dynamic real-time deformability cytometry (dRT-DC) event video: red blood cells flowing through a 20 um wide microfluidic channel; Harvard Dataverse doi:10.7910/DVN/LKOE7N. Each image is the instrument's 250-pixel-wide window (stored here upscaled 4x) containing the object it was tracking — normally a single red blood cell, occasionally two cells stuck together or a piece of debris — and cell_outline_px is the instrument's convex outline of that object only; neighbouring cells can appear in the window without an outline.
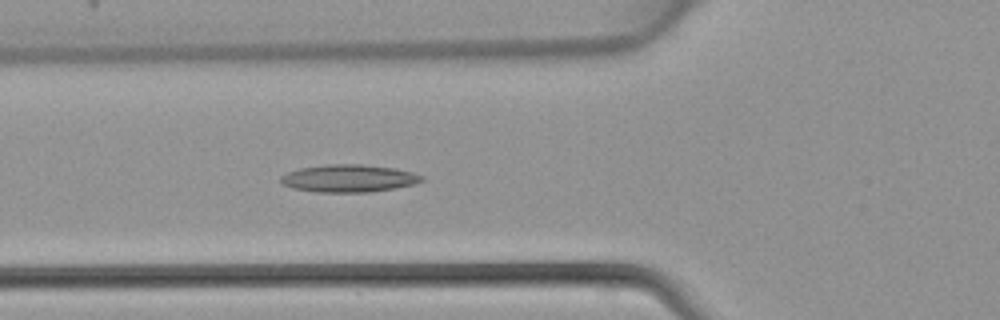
{"species": "common noctule bat (a hibernating species)", "species_latin": "Nyctalus noctula", "temperature_condition": "warm", "stored_images_in_passage": 45, "camera_frame_rate_fps": 3000, "um_per_image_px": 0.085, "animal": {"sex": "female", "body_mass_g": 22.7, "forearm_length_mm": 54.2}, "frame": {"image": 1, "passage_image": 17, "time_ms": 5.333, "image_size_px": [1000, 320], "cell_outline_px": [[424, 180], [412, 184], [396, 188], [372, 192], [316, 192], [292, 188], [280, 184], [280, 176], [288, 172], [300, 168], [324, 164], [360, 164], [392, 168], [412, 172], [424, 176]], "centroid_in_image_um": [29.6, 15.16], "position_along_channel_um": 96.2, "area_um2": 22.72}}
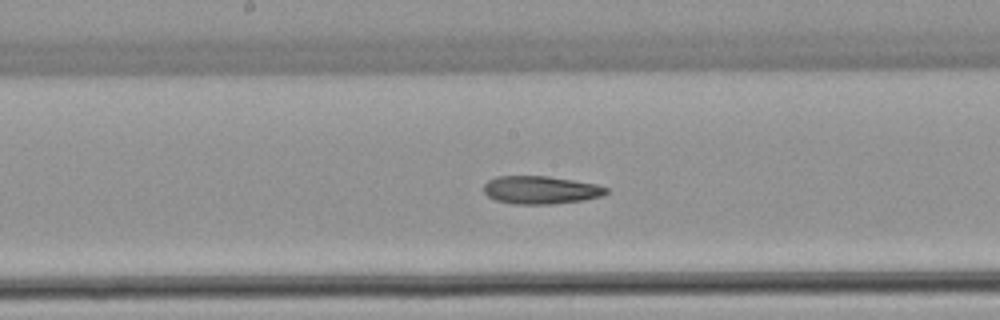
{"frame": {"image": 2, "passage_image": 24, "time_ms": 7.667, "image_size_px": [1000, 320], "cell_outline_px": [[608, 192], [600, 196], [584, 200], [552, 204], [512, 204], [496, 200], [488, 196], [484, 192], [484, 184], [488, 180], [496, 176], [548, 176], [596, 184], [608, 188]], "centroid_in_image_um": [45.93, 16.15], "position_along_channel_um": 202.3, "area_um2": 19.94}}
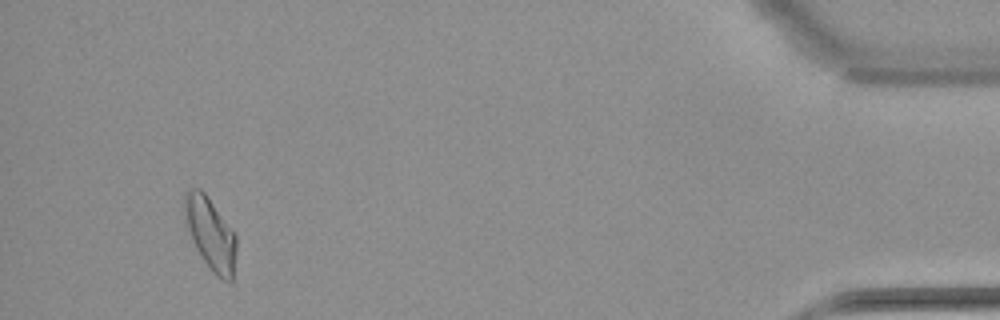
{"frame": {"image": 3, "passage_image": 43, "time_ms": 14.0, "image_size_px": [1000, 320], "cell_outline_px": [[236, 248], [232, 280], [224, 280], [216, 276], [204, 260], [196, 248], [192, 240], [184, 220], [184, 192], [188, 188], [200, 188], [204, 192], [236, 236]], "centroid_in_image_um": [17.85, 19.83], "position_along_channel_um": 417.3, "area_um2": 21.39}}